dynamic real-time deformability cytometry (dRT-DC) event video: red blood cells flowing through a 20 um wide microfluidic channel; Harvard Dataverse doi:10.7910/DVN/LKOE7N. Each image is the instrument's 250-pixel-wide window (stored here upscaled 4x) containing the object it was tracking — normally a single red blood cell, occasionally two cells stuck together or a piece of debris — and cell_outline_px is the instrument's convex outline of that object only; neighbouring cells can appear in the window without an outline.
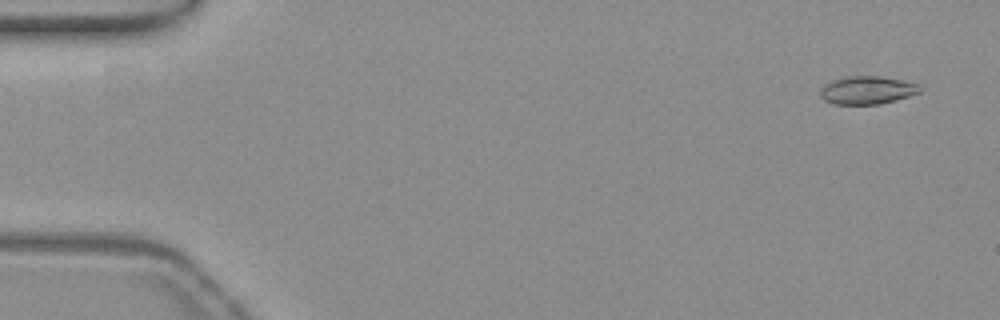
{"species": "common noctule bat (a hibernating species)", "species_latin": "Nyctalus noctula", "temperature_condition": "warm", "stored_images_in_passage": 52, "camera_frame_rate_fps": 3000, "um_per_image_px": 0.085, "animal": {"sex": "female", "body_mass_g": 19.3, "forearm_length_mm": 54.1}, "frame": {"image": 1, "passage_image": 3, "time_ms": 0.667, "image_size_px": [1000, 320], "cell_outline_px": [[920, 92], [896, 100], [880, 104], [836, 104], [824, 100], [820, 96], [820, 88], [824, 84], [832, 80], [848, 76], [880, 76], [900, 80], [916, 84], [920, 88]], "centroid_in_image_um": [73.65, 7.66], "position_along_channel_um": 11.3, "area_um2": 16.13}}
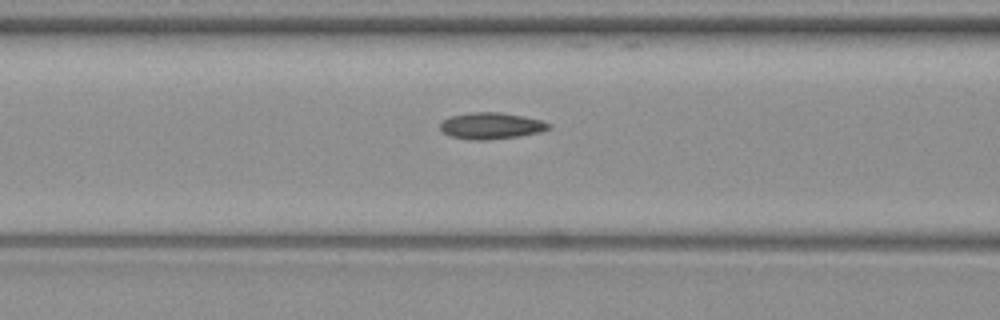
{"frame": {"image": 2, "passage_image": 22, "time_ms": 7.0, "image_size_px": [1000, 320], "cell_outline_px": [[552, 128], [540, 132], [520, 136], [488, 140], [472, 140], [452, 136], [444, 132], [440, 128], [440, 124], [444, 120], [452, 116], [472, 112], [500, 112], [524, 116], [540, 120], [552, 124]], "centroid_in_image_um": [41.8, 10.69], "position_along_channel_um": 124.8, "area_um2": 16.7}}
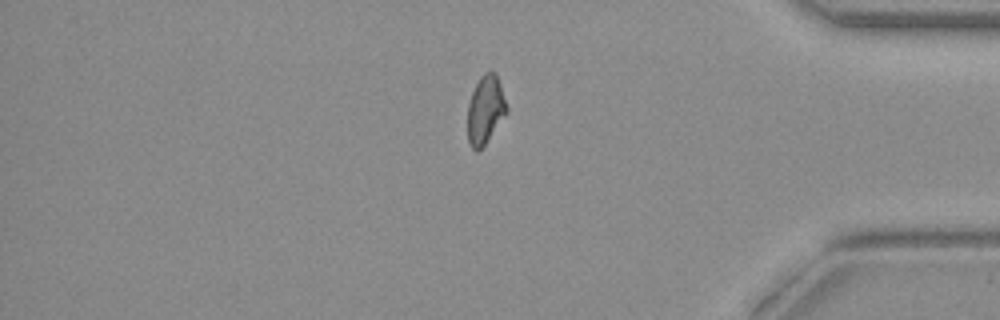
{"frame": {"image": 3, "passage_image": 45, "time_ms": 14.667, "image_size_px": [1000, 320], "cell_outline_px": [[508, 112], [484, 144], [476, 152], [472, 148], [468, 140], [468, 104], [472, 92], [480, 76], [484, 72], [496, 72], [508, 108]], "centroid_in_image_um": [41.26, 9.3], "position_along_channel_um": 393.9, "area_um2": 15.37}}